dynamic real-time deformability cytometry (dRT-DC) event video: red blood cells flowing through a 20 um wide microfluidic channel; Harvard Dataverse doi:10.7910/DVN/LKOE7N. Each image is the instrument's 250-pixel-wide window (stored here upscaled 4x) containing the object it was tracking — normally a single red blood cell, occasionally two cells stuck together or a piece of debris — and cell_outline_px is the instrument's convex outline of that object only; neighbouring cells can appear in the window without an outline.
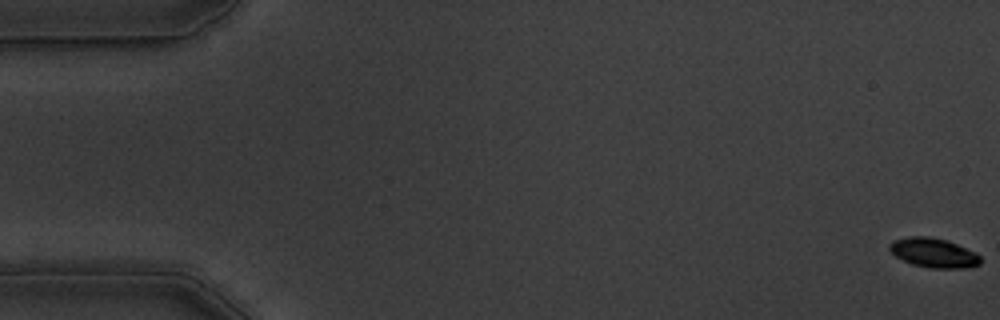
{"species": "common noctule bat (a hibernating species)", "species_latin": "Nyctalus noctula", "temperature_condition": "warm", "stored_images_in_passage": 58, "camera_frame_rate_fps": 3000, "um_per_image_px": 0.085, "animal": {"sex": "male", "body_mass_g": 19.5, "forearm_length_mm": 54.6}, "frame": {"image": 1, "passage_image": 1, "time_ms": 0.0, "image_size_px": [1000, 320], "cell_outline_px": [[980, 264], [968, 268], [932, 268], [912, 264], [896, 256], [888, 248], [888, 244], [892, 240], [908, 236], [928, 236], [944, 240], [956, 244], [976, 252], [980, 256]], "centroid_in_image_um": [79.34, 21.48], "position_along_channel_um": 5.7, "area_um2": 15.55}}
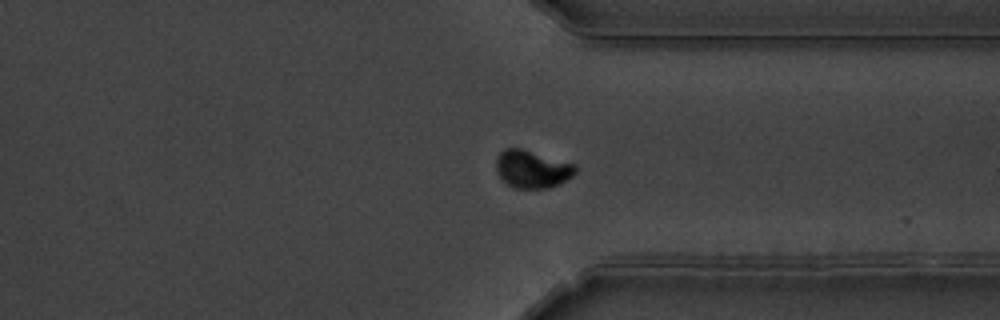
{"frame": {"image": 2, "passage_image": 44, "time_ms": 14.333, "image_size_px": [1000, 320], "cell_outline_px": [[576, 172], [572, 176], [548, 188], [512, 188], [496, 172], [496, 156], [504, 148], [520, 148], [576, 164]], "centroid_in_image_um": [45.2, 14.36], "position_along_channel_um": 366.2, "area_um2": 17.28}}
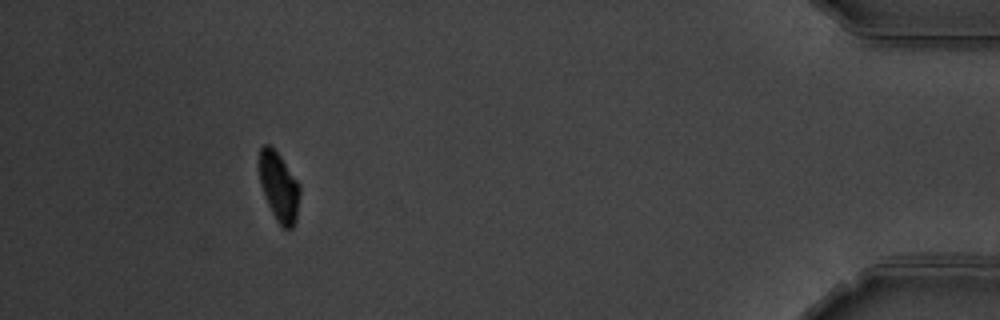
{"frame": {"image": 3, "passage_image": 53, "time_ms": 17.333, "image_size_px": [1000, 320], "cell_outline_px": [[300, 192], [296, 220], [292, 228], [284, 228], [276, 220], [264, 196], [260, 184], [260, 148], [264, 144], [268, 144], [280, 156], [300, 184]], "centroid_in_image_um": [23.72, 15.89], "position_along_channel_um": 411.5, "area_um2": 16.13}, "authors_computed_cell_mechanics": {"area_um2": 17.0799, "velocity_mm_per_s": 3.5532, "shape_relaxation_time_tau1_ms": 2.8706, "shape_relaxation_time_tau2_ms": 2.2013, "deformation_change_tau1": 0.1559, "deformation_change_tau2": 0.0345}}